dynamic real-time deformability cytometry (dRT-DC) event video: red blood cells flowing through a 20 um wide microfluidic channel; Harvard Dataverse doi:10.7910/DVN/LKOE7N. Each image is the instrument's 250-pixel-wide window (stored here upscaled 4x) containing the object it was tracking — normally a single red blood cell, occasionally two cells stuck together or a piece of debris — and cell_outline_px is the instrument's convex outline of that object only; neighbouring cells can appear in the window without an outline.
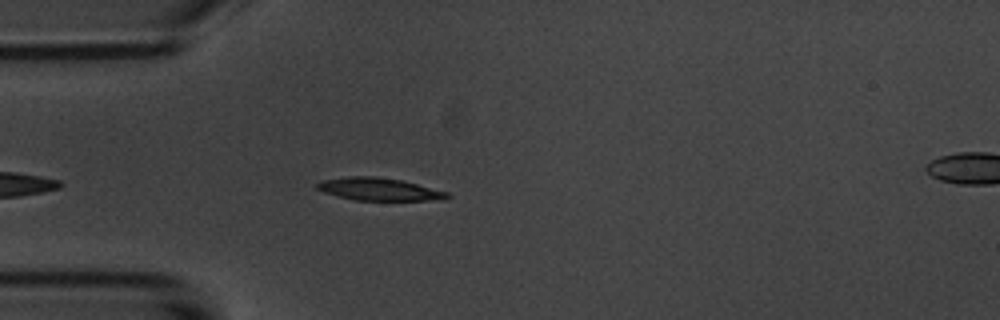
{"species": "common noctule bat (a hibernating species)", "species_latin": "Nyctalus noctula", "temperature_condition": "room temperature", "stored_images_in_passage": 6, "segment_of_instrument_passage": [1, 2], "camera_frame_rate_fps": 3000, "um_per_image_px": 0.085, "animal": {"sex": "male", "body_mass_g": 20.1, "forearm_length_mm": 53.5}, "frame": {"image": 1, "passage_image": 5, "time_ms": 4.667, "image_size_px": [1000, 320], "cell_outline_px": [[452, 196], [444, 200], [356, 200], [324, 192], [316, 188], [316, 184], [324, 180], [348, 176], [376, 176], [400, 180], [448, 192]], "centroid_in_image_um": [32.25, 16.08], "position_along_channel_um": 52.7, "area_um2": 16.94}}